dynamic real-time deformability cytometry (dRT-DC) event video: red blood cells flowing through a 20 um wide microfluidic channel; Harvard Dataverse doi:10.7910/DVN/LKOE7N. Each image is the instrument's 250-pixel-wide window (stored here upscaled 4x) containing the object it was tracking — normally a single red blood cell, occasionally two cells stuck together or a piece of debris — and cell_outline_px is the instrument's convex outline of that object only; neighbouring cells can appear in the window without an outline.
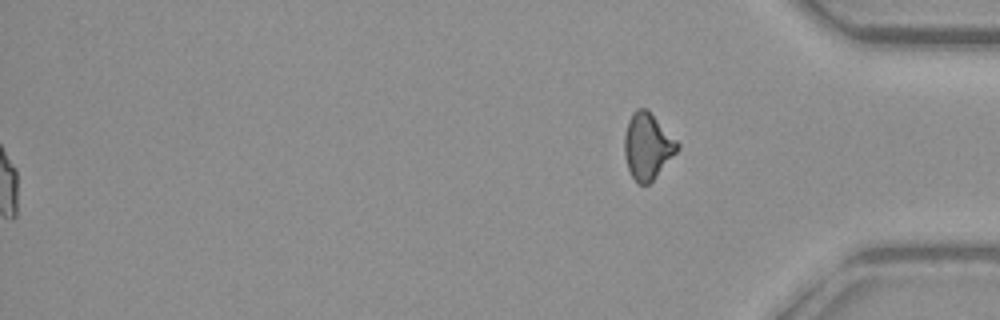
{"species": "common noctule bat (a hibernating species)", "species_latin": "Nyctalus noctula", "temperature_condition": "warm", "stored_images_in_passage": 56, "segment_of_instrument_passage": [2, 2], "camera_frame_rate_fps": 3000, "um_per_image_px": 0.085, "animal": {"sex": "female", "body_mass_g": 29.2, "forearm_length_mm": 56.3}, "frame": {"image": 1, "passage_image": 56, "time_ms": 18.333, "image_size_px": [1000, 320], "cell_outline_px": [[680, 148], [652, 180], [648, 184], [640, 184], [632, 176], [628, 168], [624, 156], [624, 136], [628, 120], [632, 112], [636, 108], [648, 108], [680, 144]], "centroid_in_image_um": [55.03, 12.37], "position_along_channel_um": 380.2, "area_um2": 20.4}}